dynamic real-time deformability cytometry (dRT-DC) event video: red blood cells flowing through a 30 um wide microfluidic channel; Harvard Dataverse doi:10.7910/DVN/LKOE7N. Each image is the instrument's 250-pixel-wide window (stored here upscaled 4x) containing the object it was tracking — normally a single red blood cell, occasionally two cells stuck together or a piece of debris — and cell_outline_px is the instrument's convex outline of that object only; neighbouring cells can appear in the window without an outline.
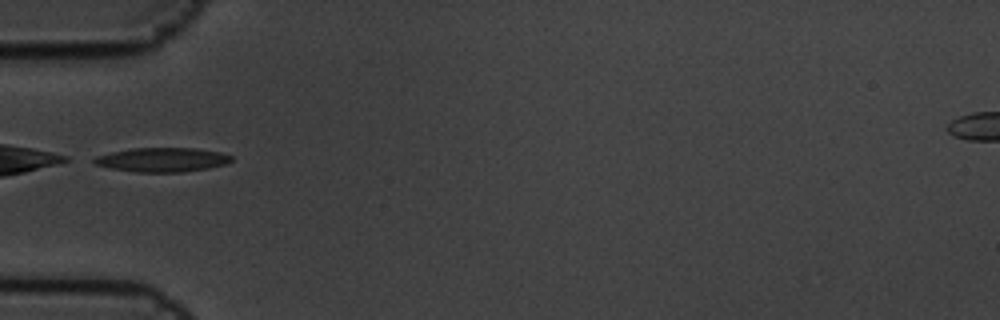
{"species": "common noctule bat (a hibernating species)", "species_latin": "Nyctalus noctula", "temperature_condition": "cold", "stored_images_in_passage": 5, "camera_frame_rate_fps": 3000, "um_per_image_px": 0.085, "animal": {"sex": "male", "body_mass_g": 19.5, "forearm_length_mm": 54.6}, "frame": {"image": 1, "passage_image": 1, "time_ms": 0.0, "image_size_px": [1000, 320], "cell_outline_px": [[232, 160], [228, 164], [208, 168], [184, 172], [136, 172], [112, 168], [92, 164], [92, 160], [96, 156], [112, 152], [132, 148], [196, 148], [220, 152], [232, 156]], "centroid_in_image_um": [13.8, 13.58], "position_along_channel_um": 71.2, "area_um2": 19.42}}
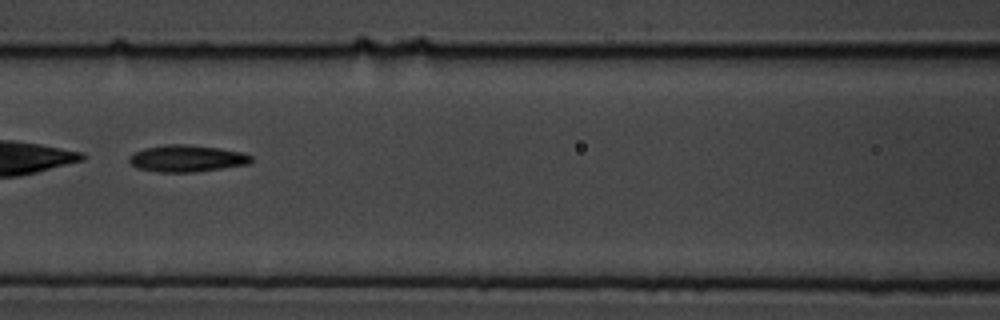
{"frame": {"image": 2, "passage_image": 3, "time_ms": 0.667, "image_size_px": [1000, 320], "cell_outline_px": [[252, 160], [248, 164], [196, 172], [160, 172], [136, 168], [128, 160], [128, 156], [132, 152], [144, 148], [164, 144], [184, 144], [220, 148], [244, 152], [252, 156]], "centroid_in_image_um": [15.85, 13.46], "position_along_channel_um": 150.7, "area_um2": 19.25}}
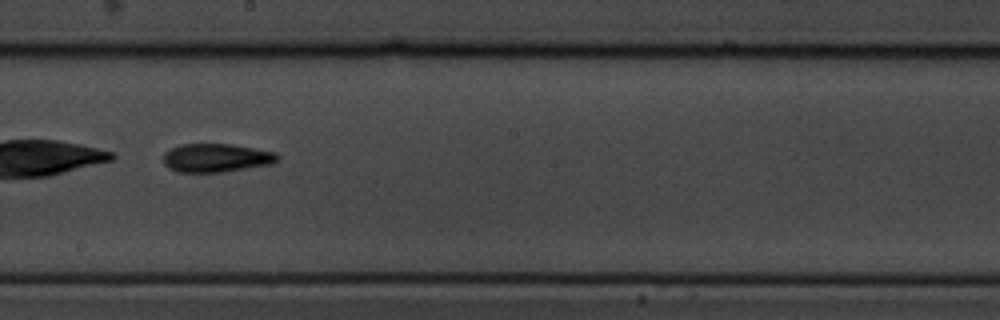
{"frame": {"image": 3, "passage_image": 5, "time_ms": 1.333, "image_size_px": [1000, 320], "cell_outline_px": [[280, 156], [272, 164], [224, 172], [180, 172], [168, 168], [164, 164], [164, 152], [180, 144], [232, 144], [276, 152]], "centroid_in_image_um": [18.39, 13.42], "position_along_channel_um": 229.8, "area_um2": 19.02}}